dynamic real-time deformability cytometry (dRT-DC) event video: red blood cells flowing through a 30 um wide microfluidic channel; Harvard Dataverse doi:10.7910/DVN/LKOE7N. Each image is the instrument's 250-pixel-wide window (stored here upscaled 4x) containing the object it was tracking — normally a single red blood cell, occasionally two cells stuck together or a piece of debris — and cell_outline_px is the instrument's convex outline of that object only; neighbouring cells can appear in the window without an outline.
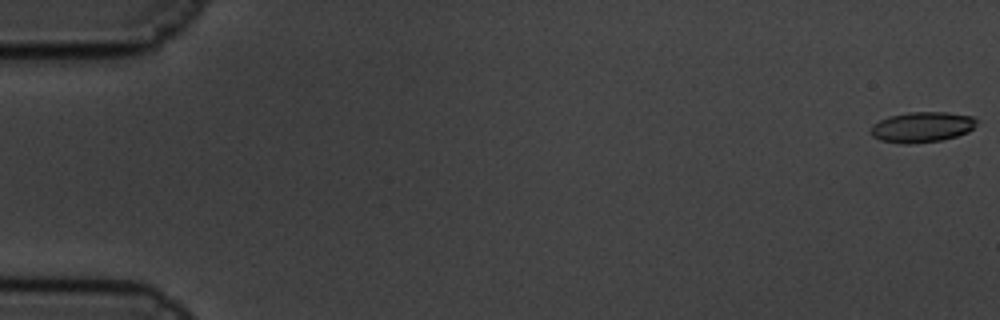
{"species": "common noctule bat (a hibernating species)", "species_latin": "Nyctalus noctula", "temperature_condition": "cold", "stored_images_in_passage": 61, "camera_frame_rate_fps": 3000, "um_per_image_px": 0.085, "animal": {"sex": "male", "body_mass_g": 19.5, "forearm_length_mm": 54.6}, "frame": {"image": 1, "passage_image": 1, "time_ms": 0.0, "image_size_px": [1000, 320], "cell_outline_px": [[980, 120], [968, 132], [956, 136], [940, 140], [912, 144], [904, 144], [880, 140], [872, 136], [872, 124], [888, 116], [908, 112], [948, 112], [972, 116]], "centroid_in_image_um": [78.38, 10.79], "position_along_channel_um": 6.6, "area_um2": 18.84}}
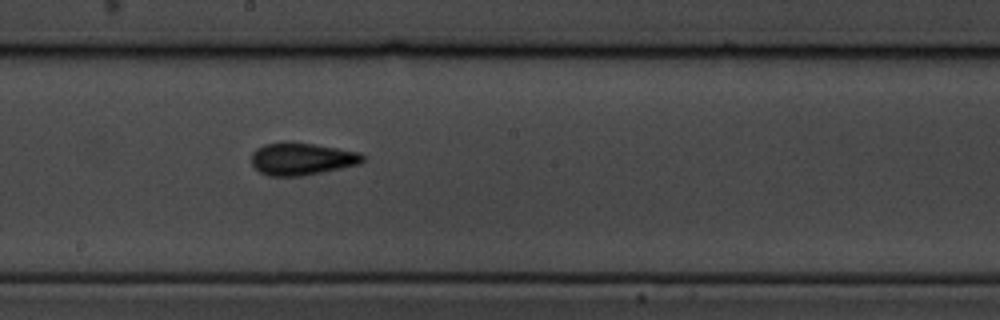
{"frame": {"image": 2, "passage_image": 34, "time_ms": 11.0, "image_size_px": [1000, 320], "cell_outline_px": [[364, 160], [360, 164], [300, 176], [268, 176], [260, 172], [252, 164], [252, 152], [256, 148], [264, 144], [284, 140], [316, 144], [360, 152], [364, 156]], "centroid_in_image_um": [25.62, 13.48], "position_along_channel_um": 222.6, "area_um2": 21.21}}
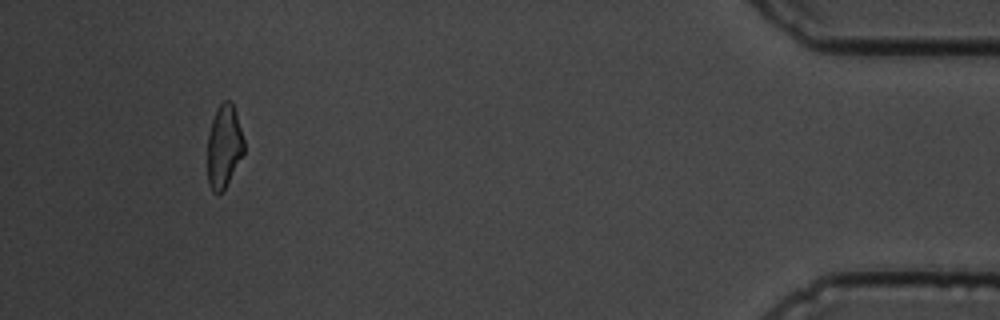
{"frame": {"image": 3, "passage_image": 57, "time_ms": 18.667, "image_size_px": [1000, 320], "cell_outline_px": [[244, 152], [224, 188], [220, 192], [212, 192], [208, 184], [208, 132], [216, 108], [224, 100], [232, 100], [236, 112], [244, 140]], "centroid_in_image_um": [19.03, 12.38], "position_along_channel_um": 416.2, "area_um2": 17.51}}